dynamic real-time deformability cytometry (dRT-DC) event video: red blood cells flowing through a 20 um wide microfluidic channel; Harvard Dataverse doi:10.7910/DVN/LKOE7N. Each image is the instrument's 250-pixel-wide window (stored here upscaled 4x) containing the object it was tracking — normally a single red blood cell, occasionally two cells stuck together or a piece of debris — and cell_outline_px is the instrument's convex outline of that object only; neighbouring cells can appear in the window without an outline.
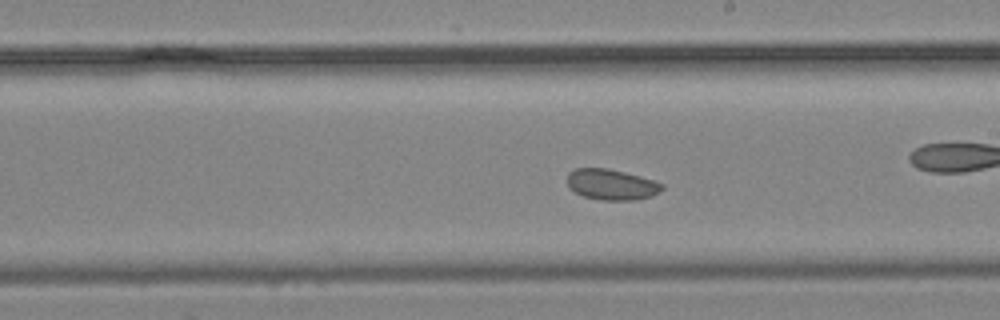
{"species": "common noctule bat (a hibernating species)", "species_latin": "Nyctalus noctula", "temperature_condition": "cold", "stored_images_in_passage": 26, "camera_frame_rate_fps": 3000, "um_per_image_px": 0.085, "animal": {"sex": "male", "body_mass_g": 19.2, "forearm_length_mm": 51.8}, "frame": {"image": 1, "passage_image": 15, "time_ms": 4.667, "image_size_px": [1000, 320], "cell_outline_px": [[664, 188], [660, 192], [652, 196], [636, 200], [600, 200], [584, 196], [568, 188], [568, 172], [576, 168], [608, 168], [624, 172], [652, 180], [664, 184]], "centroid_in_image_um": [51.98, 15.69], "position_along_channel_um": 237.0, "area_um2": 16.99}}
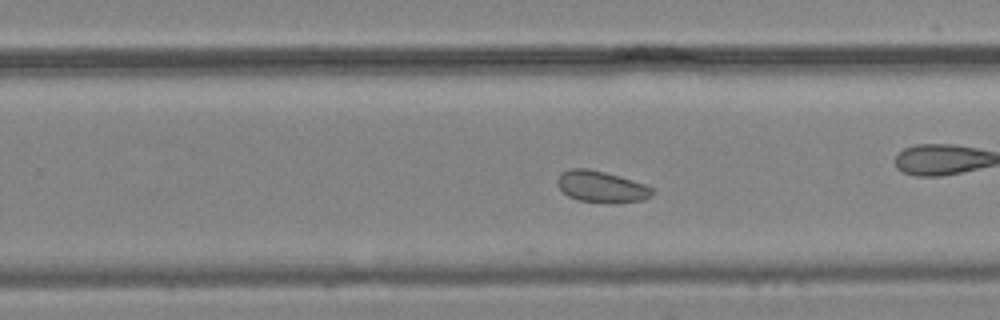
{"frame": {"image": 2, "passage_image": 18, "time_ms": 5.667, "image_size_px": [1000, 320], "cell_outline_px": [[652, 192], [644, 200], [612, 204], [580, 200], [568, 196], [556, 184], [556, 180], [560, 172], [572, 168], [588, 168], [620, 176], [644, 184], [652, 188]], "centroid_in_image_um": [51.07, 15.87], "position_along_channel_um": 278.7, "area_um2": 17.4}}